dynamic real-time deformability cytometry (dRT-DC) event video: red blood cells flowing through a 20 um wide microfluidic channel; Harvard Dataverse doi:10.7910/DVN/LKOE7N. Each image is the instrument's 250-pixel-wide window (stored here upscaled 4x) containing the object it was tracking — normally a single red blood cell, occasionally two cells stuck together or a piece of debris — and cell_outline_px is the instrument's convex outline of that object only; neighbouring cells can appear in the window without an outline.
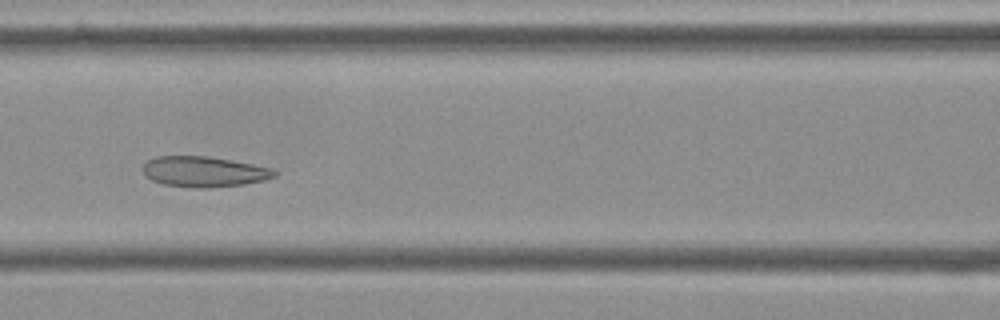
{"species": "Egyptian fruit bat (a non-hibernating species)", "species_latin": "Rousettus aegyptiacus", "temperature_condition": "cold", "stored_images_in_passage": 10, "camera_frame_rate_fps": 3000, "um_per_image_px": 0.085, "frame": {"image": 1, "passage_image": 7, "time_ms": 2.0, "image_size_px": [1000, 320], "cell_outline_px": [[280, 172], [276, 176], [264, 180], [244, 184], [208, 188], [196, 188], [164, 184], [152, 180], [144, 176], [144, 164], [148, 160], [156, 156], [208, 156], [252, 164], [272, 168]], "centroid_in_image_um": [17.36, 14.59], "position_along_channel_um": 149.2, "area_um2": 23.41}}
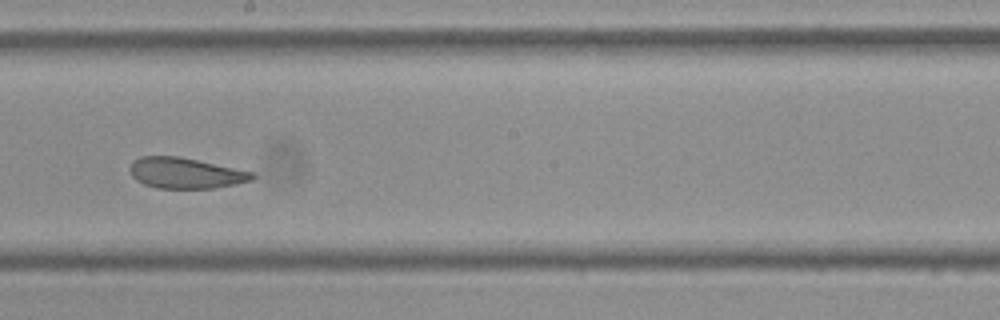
{"frame": {"image": 2, "passage_image": 9, "time_ms": 2.667, "image_size_px": [1000, 320], "cell_outline_px": [[256, 176], [252, 180], [236, 184], [216, 188], [156, 188], [144, 184], [136, 180], [132, 176], [128, 168], [132, 160], [140, 156], [180, 156], [252, 172]], "centroid_in_image_um": [15.72, 14.71], "position_along_channel_um": 232.5, "area_um2": 22.02}}
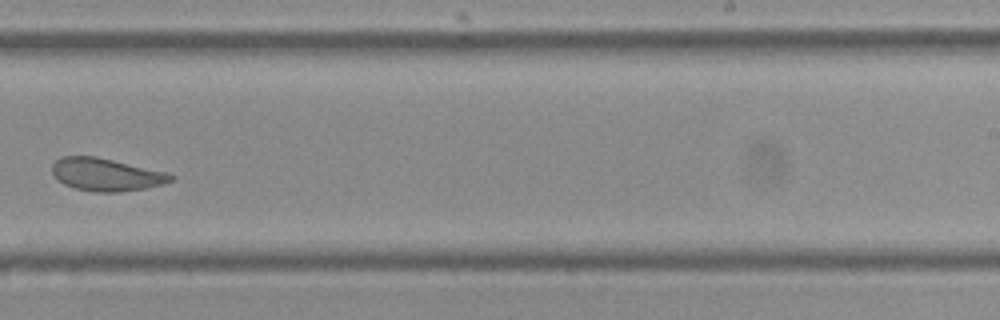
{"frame": {"image": 3, "passage_image": 10, "time_ms": 3.0, "image_size_px": [1000, 320], "cell_outline_px": [[176, 176], [172, 180], [164, 184], [144, 188], [120, 192], [96, 192], [76, 188], [64, 184], [56, 180], [52, 172], [52, 164], [56, 160], [64, 156], [96, 156], [168, 172]], "centroid_in_image_um": [9.03, 14.83], "position_along_channel_um": 280.0, "area_um2": 22.72}}